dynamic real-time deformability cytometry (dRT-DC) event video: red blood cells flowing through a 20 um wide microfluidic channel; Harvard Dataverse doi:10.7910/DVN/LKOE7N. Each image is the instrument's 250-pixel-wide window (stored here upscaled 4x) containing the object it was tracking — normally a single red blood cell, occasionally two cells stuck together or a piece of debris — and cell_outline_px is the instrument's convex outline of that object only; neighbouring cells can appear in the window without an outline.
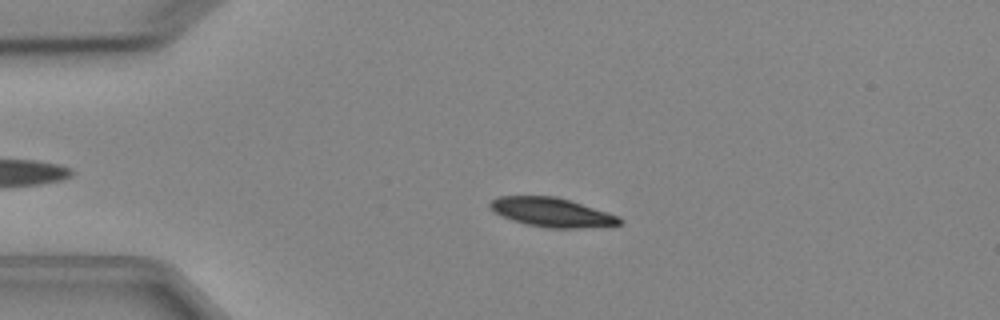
{"species": "Egyptian fruit bat (a non-hibernating species)", "species_latin": "Rousettus aegyptiacus", "temperature_condition": "cold", "stored_images_in_passage": 5, "camera_frame_rate_fps": 3000, "um_per_image_px": 0.085, "animal": {"sex": "female"}, "frame": {"image": 1, "passage_image": 3, "time_ms": 2.333, "image_size_px": [1000, 320], "cell_outline_px": [[624, 220], [620, 224], [580, 228], [548, 228], [524, 224], [500, 216], [488, 208], [488, 204], [492, 200], [500, 196], [556, 196], [620, 216]], "centroid_in_image_um": [46.86, 18.05], "position_along_channel_um": 38.1, "area_um2": 22.02}}